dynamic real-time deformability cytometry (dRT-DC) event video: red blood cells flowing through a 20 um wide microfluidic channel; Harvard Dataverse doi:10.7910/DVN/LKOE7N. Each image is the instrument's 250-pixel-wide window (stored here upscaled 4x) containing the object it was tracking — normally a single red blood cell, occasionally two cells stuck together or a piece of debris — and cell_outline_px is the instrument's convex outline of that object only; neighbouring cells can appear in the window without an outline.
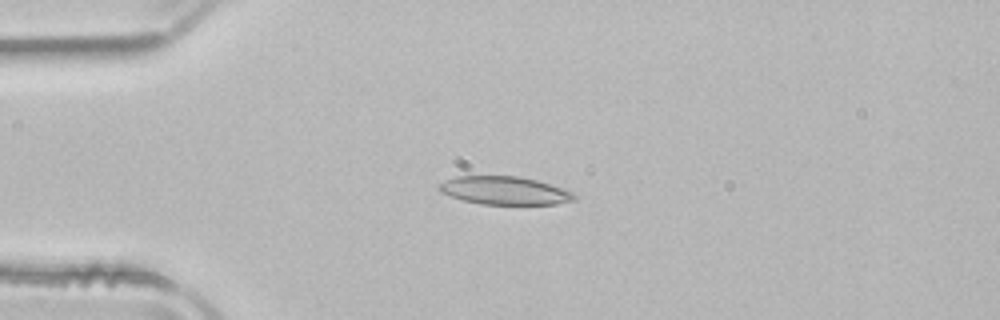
{"species": "common noctule bat (a hibernating species)", "species_latin": "Nyctalus noctula", "temperature_condition": "room temperature", "stored_images_in_passage": 4, "camera_frame_rate_fps": 3000, "um_per_image_px": 0.085, "animal": {"sex": "male", "body_mass_g": 21.5, "forearm_length_mm": 52.0}, "frame": {"image": 1, "passage_image": 3, "time_ms": 0.667, "image_size_px": [1000, 320], "cell_outline_px": [[576, 200], [556, 204], [480, 204], [464, 200], [440, 192], [436, 188], [436, 184], [444, 180], [456, 176], [520, 176], [536, 180], [572, 192], [576, 196]], "centroid_in_image_um": [42.83, 16.19], "position_along_channel_um": 42.2, "area_um2": 22.14}}